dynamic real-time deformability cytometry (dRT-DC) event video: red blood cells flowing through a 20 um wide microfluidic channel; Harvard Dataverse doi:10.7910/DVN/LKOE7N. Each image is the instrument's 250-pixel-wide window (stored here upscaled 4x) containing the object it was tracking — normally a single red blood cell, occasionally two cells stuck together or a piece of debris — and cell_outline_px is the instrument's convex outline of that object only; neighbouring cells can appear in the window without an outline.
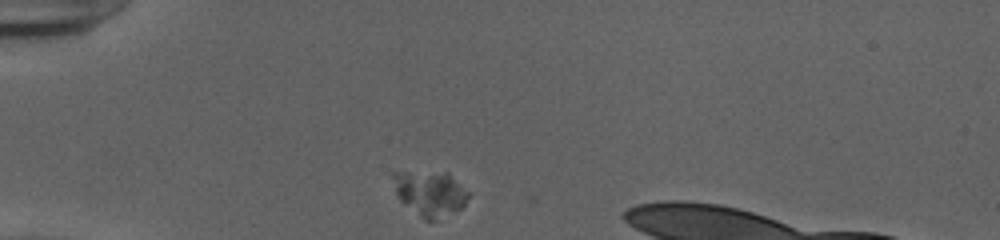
{"species": "human", "species_latin": "Homo sapiens", "temperature_condition": "cold", "stored_images_in_passage": 40, "camera_frame_rate_fps": 3000, "um_per_image_px": 0.085, "donor": {"sex": "female"}, "frame": {"image": 1, "passage_image": 1, "time_ms": 0.0, "image_size_px": [1000, 240], "cell_outline_px": [[472, 192], [464, 204], [460, 208], [436, 220], [424, 220], [400, 200], [396, 192], [392, 176], [392, 172], [448, 172]], "centroid_in_image_um": [36.59, 16.41], "position_along_channel_um": 48.4, "area_um2": 19.83}}
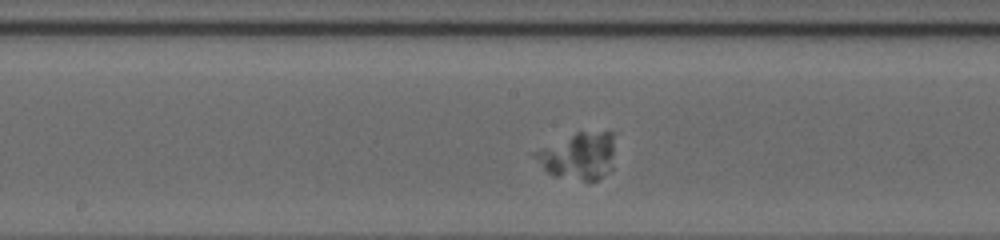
{"frame": {"image": 2, "passage_image": 15, "time_ms": 4.667, "image_size_px": [1000, 240], "cell_outline_px": [[616, 132], [612, 172], [596, 180], [584, 180], [552, 176], [532, 156], [532, 152], [576, 132], [608, 128]], "centroid_in_image_um": [49.27, 13.19], "position_along_channel_um": 198.9, "area_um2": 22.77}}
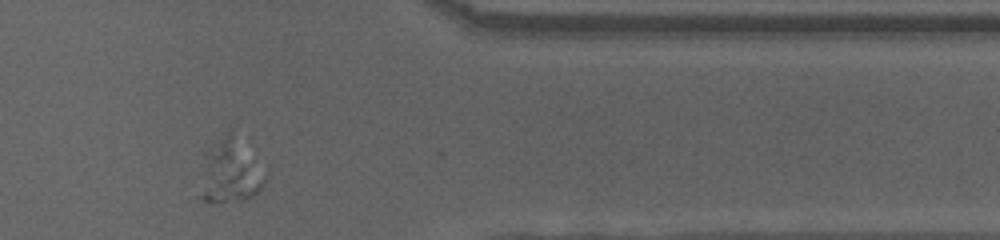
{"frame": {"image": 3, "passage_image": 31, "time_ms": 10.0, "image_size_px": [1000, 240], "cell_outline_px": [[268, 172], [264, 184], [252, 196], [244, 200], [204, 200], [200, 196], [204, 152], [228, 128], [232, 128], [268, 164]], "centroid_in_image_um": [19.7, 14.4], "position_along_channel_um": 391.7, "area_um2": 25.61}}